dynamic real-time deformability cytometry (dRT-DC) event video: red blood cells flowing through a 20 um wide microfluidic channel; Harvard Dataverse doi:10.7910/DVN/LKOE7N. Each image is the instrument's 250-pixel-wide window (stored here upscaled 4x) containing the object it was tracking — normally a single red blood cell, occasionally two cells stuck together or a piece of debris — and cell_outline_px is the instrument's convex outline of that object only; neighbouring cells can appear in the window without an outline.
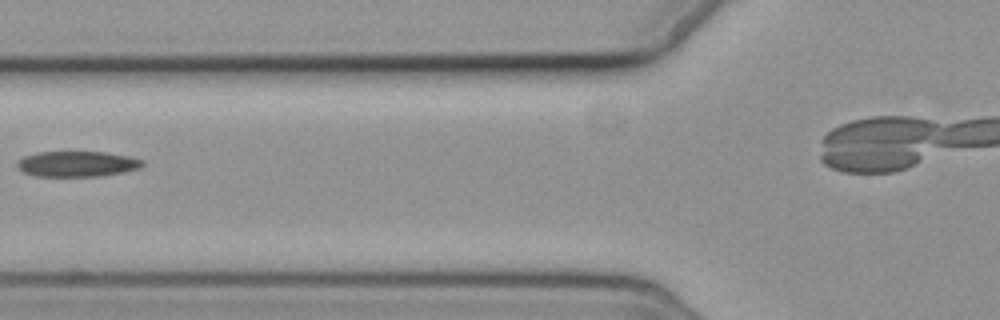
{"species": "common noctule bat (a hibernating species)", "species_latin": "Nyctalus noctula", "temperature_condition": "cold", "stored_images_in_passage": 6, "camera_frame_rate_fps": 3000, "um_per_image_px": 0.085, "animal": {"sex": "female", "body_mass_g": 19.3, "forearm_length_mm": 54.1}, "frame": {"image": 1, "passage_image": 3, "time_ms": 3.333, "image_size_px": [1000, 320], "cell_outline_px": [[144, 164], [140, 168], [124, 172], [100, 176], [36, 176], [24, 172], [16, 168], [16, 164], [24, 156], [40, 152], [108, 152], [128, 156], [144, 160]], "centroid_in_image_um": [6.58, 13.93], "position_along_channel_um": 119.2, "area_um2": 18.67}}
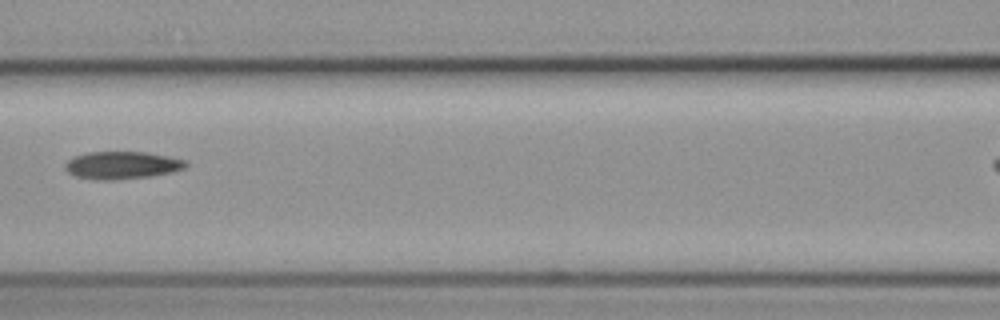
{"frame": {"image": 2, "passage_image": 4, "time_ms": 4.333, "image_size_px": [1000, 320], "cell_outline_px": [[188, 164], [184, 168], [172, 172], [148, 176], [116, 180], [92, 180], [76, 176], [68, 172], [64, 168], [64, 164], [68, 160], [76, 156], [88, 152], [148, 152], [168, 156], [184, 160]], "centroid_in_image_um": [10.34, 14.05], "position_along_channel_um": 156.3, "area_um2": 19.36}}
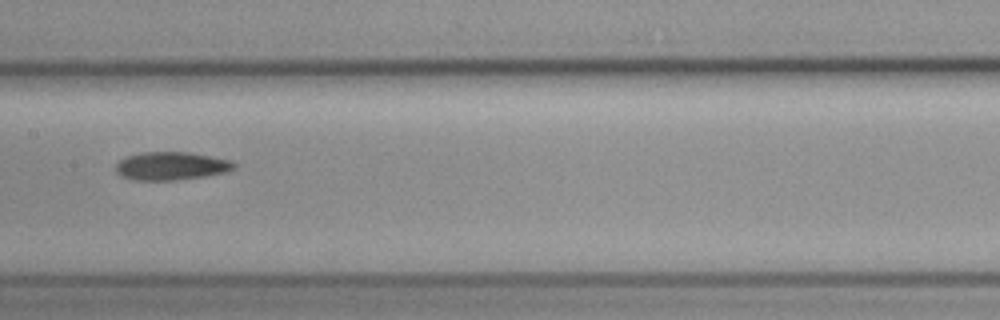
{"frame": {"image": 3, "passage_image": 5, "time_ms": 5.333, "image_size_px": [1000, 320], "cell_outline_px": [[236, 168], [228, 172], [204, 176], [176, 180], [136, 180], [120, 176], [116, 172], [116, 164], [120, 160], [128, 156], [144, 152], [188, 152], [232, 160], [236, 164]], "centroid_in_image_um": [14.58, 14.11], "position_along_channel_um": 192.8, "area_um2": 19.42}}